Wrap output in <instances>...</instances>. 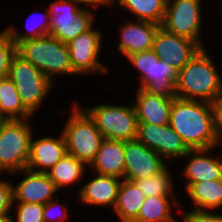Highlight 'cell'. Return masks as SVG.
Instances as JSON below:
<instances>
[{
  "label": "cell",
  "mask_w": 222,
  "mask_h": 222,
  "mask_svg": "<svg viewBox=\"0 0 222 222\" xmlns=\"http://www.w3.org/2000/svg\"><path fill=\"white\" fill-rule=\"evenodd\" d=\"M169 125L189 149L217 147L213 112L209 102L175 97L170 111Z\"/></svg>",
  "instance_id": "1"
},
{
  "label": "cell",
  "mask_w": 222,
  "mask_h": 222,
  "mask_svg": "<svg viewBox=\"0 0 222 222\" xmlns=\"http://www.w3.org/2000/svg\"><path fill=\"white\" fill-rule=\"evenodd\" d=\"M205 48L178 71L175 95L186 100L212 103L222 96V76L217 72Z\"/></svg>",
  "instance_id": "2"
},
{
  "label": "cell",
  "mask_w": 222,
  "mask_h": 222,
  "mask_svg": "<svg viewBox=\"0 0 222 222\" xmlns=\"http://www.w3.org/2000/svg\"><path fill=\"white\" fill-rule=\"evenodd\" d=\"M17 53L38 68L52 83L53 76H76L73 71L67 44L50 34L29 39L17 46Z\"/></svg>",
  "instance_id": "3"
},
{
  "label": "cell",
  "mask_w": 222,
  "mask_h": 222,
  "mask_svg": "<svg viewBox=\"0 0 222 222\" xmlns=\"http://www.w3.org/2000/svg\"><path fill=\"white\" fill-rule=\"evenodd\" d=\"M75 102L62 130L67 152L88 166L95 160L104 139L89 114ZM75 108V109H74Z\"/></svg>",
  "instance_id": "4"
},
{
  "label": "cell",
  "mask_w": 222,
  "mask_h": 222,
  "mask_svg": "<svg viewBox=\"0 0 222 222\" xmlns=\"http://www.w3.org/2000/svg\"><path fill=\"white\" fill-rule=\"evenodd\" d=\"M30 119L5 120L0 127V173L15 175L26 169L31 139Z\"/></svg>",
  "instance_id": "5"
},
{
  "label": "cell",
  "mask_w": 222,
  "mask_h": 222,
  "mask_svg": "<svg viewBox=\"0 0 222 222\" xmlns=\"http://www.w3.org/2000/svg\"><path fill=\"white\" fill-rule=\"evenodd\" d=\"M83 109L94 120L105 139L119 141L136 139L138 119L133 103L130 106L105 103Z\"/></svg>",
  "instance_id": "6"
},
{
  "label": "cell",
  "mask_w": 222,
  "mask_h": 222,
  "mask_svg": "<svg viewBox=\"0 0 222 222\" xmlns=\"http://www.w3.org/2000/svg\"><path fill=\"white\" fill-rule=\"evenodd\" d=\"M78 5L71 0L52 1L48 9L52 37L67 44L94 26V13Z\"/></svg>",
  "instance_id": "7"
},
{
  "label": "cell",
  "mask_w": 222,
  "mask_h": 222,
  "mask_svg": "<svg viewBox=\"0 0 222 222\" xmlns=\"http://www.w3.org/2000/svg\"><path fill=\"white\" fill-rule=\"evenodd\" d=\"M201 0H167L161 27L166 31L196 42L201 48Z\"/></svg>",
  "instance_id": "8"
},
{
  "label": "cell",
  "mask_w": 222,
  "mask_h": 222,
  "mask_svg": "<svg viewBox=\"0 0 222 222\" xmlns=\"http://www.w3.org/2000/svg\"><path fill=\"white\" fill-rule=\"evenodd\" d=\"M102 33L92 27L90 30L79 34L72 41L67 43L69 49L70 63L73 71L80 74H92L93 72H108L106 64L99 60V53L102 46Z\"/></svg>",
  "instance_id": "9"
},
{
  "label": "cell",
  "mask_w": 222,
  "mask_h": 222,
  "mask_svg": "<svg viewBox=\"0 0 222 222\" xmlns=\"http://www.w3.org/2000/svg\"><path fill=\"white\" fill-rule=\"evenodd\" d=\"M136 139L156 151L163 159L179 160L190 150L169 124L138 123Z\"/></svg>",
  "instance_id": "10"
},
{
  "label": "cell",
  "mask_w": 222,
  "mask_h": 222,
  "mask_svg": "<svg viewBox=\"0 0 222 222\" xmlns=\"http://www.w3.org/2000/svg\"><path fill=\"white\" fill-rule=\"evenodd\" d=\"M124 163L123 179L128 181L145 179L167 166L165 159L137 139L124 141Z\"/></svg>",
  "instance_id": "11"
},
{
  "label": "cell",
  "mask_w": 222,
  "mask_h": 222,
  "mask_svg": "<svg viewBox=\"0 0 222 222\" xmlns=\"http://www.w3.org/2000/svg\"><path fill=\"white\" fill-rule=\"evenodd\" d=\"M201 49L194 41L178 36L159 27L155 34L152 50L159 59L181 70Z\"/></svg>",
  "instance_id": "12"
},
{
  "label": "cell",
  "mask_w": 222,
  "mask_h": 222,
  "mask_svg": "<svg viewBox=\"0 0 222 222\" xmlns=\"http://www.w3.org/2000/svg\"><path fill=\"white\" fill-rule=\"evenodd\" d=\"M24 178L13 187V202L46 204L57 188L47 173L23 169ZM27 173V174H26Z\"/></svg>",
  "instance_id": "13"
},
{
  "label": "cell",
  "mask_w": 222,
  "mask_h": 222,
  "mask_svg": "<svg viewBox=\"0 0 222 222\" xmlns=\"http://www.w3.org/2000/svg\"><path fill=\"white\" fill-rule=\"evenodd\" d=\"M161 25L149 21H128L120 26L118 52L128 57L131 54L152 49L154 37Z\"/></svg>",
  "instance_id": "14"
},
{
  "label": "cell",
  "mask_w": 222,
  "mask_h": 222,
  "mask_svg": "<svg viewBox=\"0 0 222 222\" xmlns=\"http://www.w3.org/2000/svg\"><path fill=\"white\" fill-rule=\"evenodd\" d=\"M31 139L30 155L27 169L34 172L47 173L65 154H67L66 142L61 132L58 138L41 137Z\"/></svg>",
  "instance_id": "15"
},
{
  "label": "cell",
  "mask_w": 222,
  "mask_h": 222,
  "mask_svg": "<svg viewBox=\"0 0 222 222\" xmlns=\"http://www.w3.org/2000/svg\"><path fill=\"white\" fill-rule=\"evenodd\" d=\"M178 78V70L170 64L158 58L151 49L150 74L140 81V89H145L151 94L166 98H175V83Z\"/></svg>",
  "instance_id": "16"
},
{
  "label": "cell",
  "mask_w": 222,
  "mask_h": 222,
  "mask_svg": "<svg viewBox=\"0 0 222 222\" xmlns=\"http://www.w3.org/2000/svg\"><path fill=\"white\" fill-rule=\"evenodd\" d=\"M88 180L78 189L79 200L89 206H110L114 209L122 179L96 173V177Z\"/></svg>",
  "instance_id": "17"
},
{
  "label": "cell",
  "mask_w": 222,
  "mask_h": 222,
  "mask_svg": "<svg viewBox=\"0 0 222 222\" xmlns=\"http://www.w3.org/2000/svg\"><path fill=\"white\" fill-rule=\"evenodd\" d=\"M213 149L216 148L190 149L183 157H189V163L183 168V175H185L187 183L222 179L221 158L207 156Z\"/></svg>",
  "instance_id": "18"
},
{
  "label": "cell",
  "mask_w": 222,
  "mask_h": 222,
  "mask_svg": "<svg viewBox=\"0 0 222 222\" xmlns=\"http://www.w3.org/2000/svg\"><path fill=\"white\" fill-rule=\"evenodd\" d=\"M136 102L133 103L138 123L154 125L169 124L170 111L174 98H166L149 93L145 89H138Z\"/></svg>",
  "instance_id": "19"
},
{
  "label": "cell",
  "mask_w": 222,
  "mask_h": 222,
  "mask_svg": "<svg viewBox=\"0 0 222 222\" xmlns=\"http://www.w3.org/2000/svg\"><path fill=\"white\" fill-rule=\"evenodd\" d=\"M91 168L100 175L123 179L124 175V141L103 139Z\"/></svg>",
  "instance_id": "20"
},
{
  "label": "cell",
  "mask_w": 222,
  "mask_h": 222,
  "mask_svg": "<svg viewBox=\"0 0 222 222\" xmlns=\"http://www.w3.org/2000/svg\"><path fill=\"white\" fill-rule=\"evenodd\" d=\"M185 188L194 203L193 210L211 211L222 206V179L186 183Z\"/></svg>",
  "instance_id": "21"
},
{
  "label": "cell",
  "mask_w": 222,
  "mask_h": 222,
  "mask_svg": "<svg viewBox=\"0 0 222 222\" xmlns=\"http://www.w3.org/2000/svg\"><path fill=\"white\" fill-rule=\"evenodd\" d=\"M145 198L132 181L122 179L113 212L119 217L120 222H133Z\"/></svg>",
  "instance_id": "22"
},
{
  "label": "cell",
  "mask_w": 222,
  "mask_h": 222,
  "mask_svg": "<svg viewBox=\"0 0 222 222\" xmlns=\"http://www.w3.org/2000/svg\"><path fill=\"white\" fill-rule=\"evenodd\" d=\"M33 114L23 105L11 79L0 78V117L5 120L30 119Z\"/></svg>",
  "instance_id": "23"
},
{
  "label": "cell",
  "mask_w": 222,
  "mask_h": 222,
  "mask_svg": "<svg viewBox=\"0 0 222 222\" xmlns=\"http://www.w3.org/2000/svg\"><path fill=\"white\" fill-rule=\"evenodd\" d=\"M169 197L170 196H152L145 198L133 222H177V219L173 216L171 211L173 206L179 208L180 205L176 197L174 199L172 195L171 202Z\"/></svg>",
  "instance_id": "24"
},
{
  "label": "cell",
  "mask_w": 222,
  "mask_h": 222,
  "mask_svg": "<svg viewBox=\"0 0 222 222\" xmlns=\"http://www.w3.org/2000/svg\"><path fill=\"white\" fill-rule=\"evenodd\" d=\"M85 166H88L85 162L67 153L47 171V174L59 191L65 186L73 185L82 180Z\"/></svg>",
  "instance_id": "25"
},
{
  "label": "cell",
  "mask_w": 222,
  "mask_h": 222,
  "mask_svg": "<svg viewBox=\"0 0 222 222\" xmlns=\"http://www.w3.org/2000/svg\"><path fill=\"white\" fill-rule=\"evenodd\" d=\"M120 7L135 15L136 20L149 21L161 25L165 16L167 0H113Z\"/></svg>",
  "instance_id": "26"
},
{
  "label": "cell",
  "mask_w": 222,
  "mask_h": 222,
  "mask_svg": "<svg viewBox=\"0 0 222 222\" xmlns=\"http://www.w3.org/2000/svg\"><path fill=\"white\" fill-rule=\"evenodd\" d=\"M23 105L34 115L54 85L50 80L13 82Z\"/></svg>",
  "instance_id": "27"
},
{
  "label": "cell",
  "mask_w": 222,
  "mask_h": 222,
  "mask_svg": "<svg viewBox=\"0 0 222 222\" xmlns=\"http://www.w3.org/2000/svg\"><path fill=\"white\" fill-rule=\"evenodd\" d=\"M132 182L146 198L152 196H171L173 194V181L167 166L158 174Z\"/></svg>",
  "instance_id": "28"
},
{
  "label": "cell",
  "mask_w": 222,
  "mask_h": 222,
  "mask_svg": "<svg viewBox=\"0 0 222 222\" xmlns=\"http://www.w3.org/2000/svg\"><path fill=\"white\" fill-rule=\"evenodd\" d=\"M8 77L12 82L49 80L38 68L26 61L18 53L11 61Z\"/></svg>",
  "instance_id": "29"
},
{
  "label": "cell",
  "mask_w": 222,
  "mask_h": 222,
  "mask_svg": "<svg viewBox=\"0 0 222 222\" xmlns=\"http://www.w3.org/2000/svg\"><path fill=\"white\" fill-rule=\"evenodd\" d=\"M48 12V13H47ZM45 14L41 13L39 16L41 18H43V23L42 22H38V24L36 26H34V22L30 29L27 28V30L29 31V33L27 34H20V32L18 33V31H15V29L11 26H9L8 28H6V32L10 35L11 39L15 42L16 46H18L21 42L29 40V39H34L40 36H44L50 33V28H51V22H50V14L49 11H47ZM29 19L31 16H28ZM45 17V18H44ZM38 18V17H37ZM27 20V22L29 23V21L33 18H31L30 20ZM34 20V19H33ZM32 21V20H31ZM28 23H26V25H28ZM32 24V23H30ZM29 24V25H30ZM26 26V27H29ZM33 27V28H32Z\"/></svg>",
  "instance_id": "30"
},
{
  "label": "cell",
  "mask_w": 222,
  "mask_h": 222,
  "mask_svg": "<svg viewBox=\"0 0 222 222\" xmlns=\"http://www.w3.org/2000/svg\"><path fill=\"white\" fill-rule=\"evenodd\" d=\"M17 53V46L4 29L0 32V78L7 77L13 57Z\"/></svg>",
  "instance_id": "31"
},
{
  "label": "cell",
  "mask_w": 222,
  "mask_h": 222,
  "mask_svg": "<svg viewBox=\"0 0 222 222\" xmlns=\"http://www.w3.org/2000/svg\"><path fill=\"white\" fill-rule=\"evenodd\" d=\"M17 205L16 219L13 222H44V204L13 202Z\"/></svg>",
  "instance_id": "32"
},
{
  "label": "cell",
  "mask_w": 222,
  "mask_h": 222,
  "mask_svg": "<svg viewBox=\"0 0 222 222\" xmlns=\"http://www.w3.org/2000/svg\"><path fill=\"white\" fill-rule=\"evenodd\" d=\"M67 216L68 211L66 210V206L61 205L58 198L56 200H49L46 204H44V222H64L67 219Z\"/></svg>",
  "instance_id": "33"
},
{
  "label": "cell",
  "mask_w": 222,
  "mask_h": 222,
  "mask_svg": "<svg viewBox=\"0 0 222 222\" xmlns=\"http://www.w3.org/2000/svg\"><path fill=\"white\" fill-rule=\"evenodd\" d=\"M10 181H0V217L8 216L15 205L13 203V187Z\"/></svg>",
  "instance_id": "34"
},
{
  "label": "cell",
  "mask_w": 222,
  "mask_h": 222,
  "mask_svg": "<svg viewBox=\"0 0 222 222\" xmlns=\"http://www.w3.org/2000/svg\"><path fill=\"white\" fill-rule=\"evenodd\" d=\"M129 64L131 63L140 74V81L148 74H150L151 67V49L138 53L131 54L127 57Z\"/></svg>",
  "instance_id": "35"
},
{
  "label": "cell",
  "mask_w": 222,
  "mask_h": 222,
  "mask_svg": "<svg viewBox=\"0 0 222 222\" xmlns=\"http://www.w3.org/2000/svg\"><path fill=\"white\" fill-rule=\"evenodd\" d=\"M179 208L182 213V222H222V214H213L214 212L192 210L191 212L183 211Z\"/></svg>",
  "instance_id": "36"
},
{
  "label": "cell",
  "mask_w": 222,
  "mask_h": 222,
  "mask_svg": "<svg viewBox=\"0 0 222 222\" xmlns=\"http://www.w3.org/2000/svg\"><path fill=\"white\" fill-rule=\"evenodd\" d=\"M210 104L213 112L214 132L218 146L222 143V96Z\"/></svg>",
  "instance_id": "37"
},
{
  "label": "cell",
  "mask_w": 222,
  "mask_h": 222,
  "mask_svg": "<svg viewBox=\"0 0 222 222\" xmlns=\"http://www.w3.org/2000/svg\"><path fill=\"white\" fill-rule=\"evenodd\" d=\"M71 1H74L75 3H78L79 6L81 4H84V5H90L92 7H99V6H109L110 4H114L113 0H71Z\"/></svg>",
  "instance_id": "38"
},
{
  "label": "cell",
  "mask_w": 222,
  "mask_h": 222,
  "mask_svg": "<svg viewBox=\"0 0 222 222\" xmlns=\"http://www.w3.org/2000/svg\"><path fill=\"white\" fill-rule=\"evenodd\" d=\"M0 222H13V217L11 215L0 217Z\"/></svg>",
  "instance_id": "39"
},
{
  "label": "cell",
  "mask_w": 222,
  "mask_h": 222,
  "mask_svg": "<svg viewBox=\"0 0 222 222\" xmlns=\"http://www.w3.org/2000/svg\"><path fill=\"white\" fill-rule=\"evenodd\" d=\"M5 121V119L0 117V127L2 126L3 122Z\"/></svg>",
  "instance_id": "40"
}]
</instances>
